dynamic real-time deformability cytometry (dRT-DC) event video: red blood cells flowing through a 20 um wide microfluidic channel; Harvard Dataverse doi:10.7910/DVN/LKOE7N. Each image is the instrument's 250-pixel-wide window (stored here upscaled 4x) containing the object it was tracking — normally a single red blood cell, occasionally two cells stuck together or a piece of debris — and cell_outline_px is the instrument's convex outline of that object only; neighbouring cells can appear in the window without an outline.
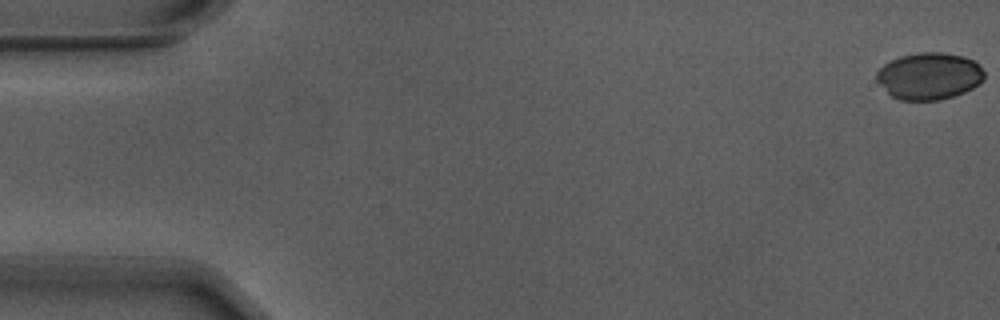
{"species": "Egyptian fruit bat (a non-hibernating species)", "species_latin": "Rousettus aegyptiacus", "temperature_condition": "warm", "stored_images_in_passage": 9, "camera_frame_rate_fps": 3000, "um_per_image_px": 0.085, "animal": {"sex": "male"}, "frame": {"image": 1, "passage_image": 1, "time_ms": 0.0, "image_size_px": [1000, 320], "cell_outline_px": [[984, 80], [972, 88], [964, 92], [940, 100], [900, 100], [892, 96], [876, 80], [876, 72], [884, 64], [900, 56], [920, 52], [944, 52], [964, 56], [972, 60], [984, 72]], "centroid_in_image_um": [78.97, 6.46], "position_along_channel_um": 6.0, "area_um2": 29.3}}